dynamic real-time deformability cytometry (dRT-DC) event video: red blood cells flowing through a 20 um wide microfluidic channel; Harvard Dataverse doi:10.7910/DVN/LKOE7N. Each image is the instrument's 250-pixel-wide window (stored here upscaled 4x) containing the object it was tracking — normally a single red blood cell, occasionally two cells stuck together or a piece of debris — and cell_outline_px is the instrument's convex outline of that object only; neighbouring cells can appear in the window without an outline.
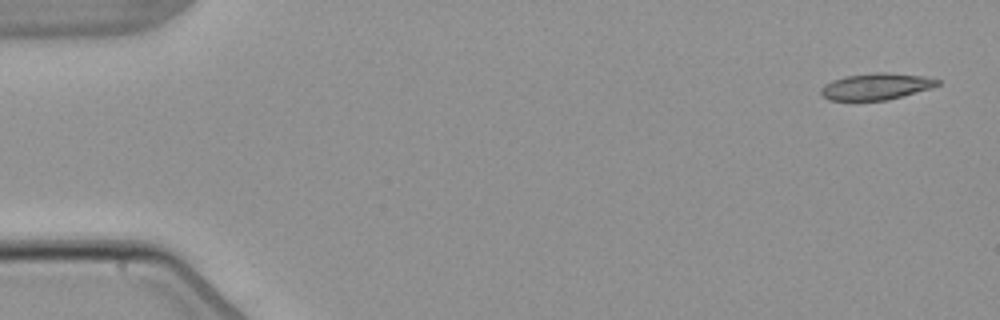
{"species": "common noctule bat (a hibernating species)", "species_latin": "Nyctalus noctula", "temperature_condition": "warm", "stored_images_in_passage": 4, "camera_frame_rate_fps": 3000, "um_per_image_px": 0.085, "animal": {"sex": "male", "body_mass_g": 21.5, "forearm_length_mm": 52.0}, "frame": {"image": 1, "passage_image": 1, "time_ms": 0.0, "image_size_px": [1000, 320], "cell_outline_px": [[940, 84], [932, 88], [888, 100], [828, 100], [820, 92], [820, 88], [824, 84], [832, 80], [844, 76], [876, 72], [888, 72], [924, 76], [940, 80]], "centroid_in_image_um": [74.48, 7.34], "position_along_channel_um": 10.5, "area_um2": 18.15}}
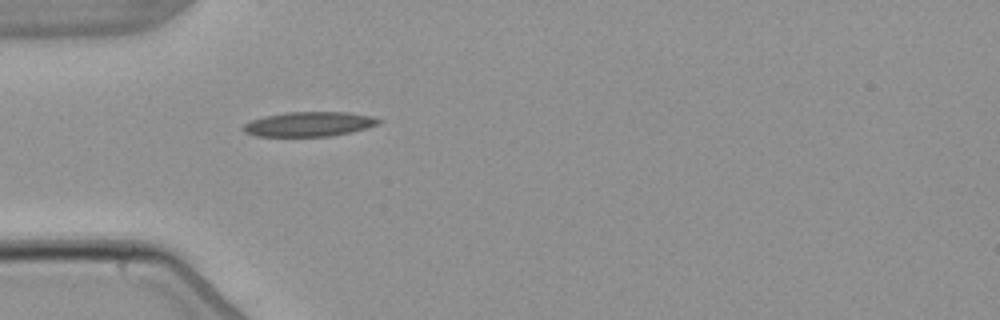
{"frame": {"image": 2, "passage_image": 4, "time_ms": 4.667, "image_size_px": [1000, 320], "cell_outline_px": [[380, 124], [368, 128], [352, 132], [332, 136], [256, 136], [244, 132], [244, 124], [252, 120], [264, 116], [288, 112], [348, 112], [372, 116], [380, 120]], "centroid_in_image_um": [26.31, 10.55], "position_along_channel_um": 58.7, "area_um2": 19.42}}